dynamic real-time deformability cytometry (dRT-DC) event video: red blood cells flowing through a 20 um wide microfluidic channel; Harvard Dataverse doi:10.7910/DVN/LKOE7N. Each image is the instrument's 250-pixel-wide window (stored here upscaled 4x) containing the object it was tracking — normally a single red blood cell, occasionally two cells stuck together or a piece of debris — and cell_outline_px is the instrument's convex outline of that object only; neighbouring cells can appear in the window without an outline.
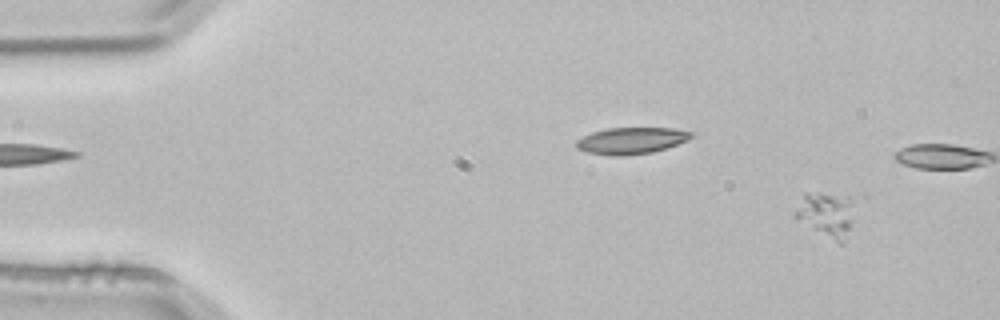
{"species": "common noctule bat (a hibernating species)", "species_latin": "Nyctalus noctula", "temperature_condition": "room temperature", "stored_images_in_passage": 2, "camera_frame_rate_fps": 3000, "um_per_image_px": 0.085, "animal": {"sex": "male", "body_mass_g": 21.5, "forearm_length_mm": 52.0}, "frame": {"image": 1, "passage_image": 2, "time_ms": 0.333, "image_size_px": [1000, 320], "cell_outline_px": [[852, 220], [844, 244], [840, 244], [812, 228], [792, 216], [792, 212], [804, 192], [820, 192], [848, 196]], "centroid_in_image_um": [70.15, 18.21], "position_along_channel_um": 14.8, "area_um2": 15.32}}